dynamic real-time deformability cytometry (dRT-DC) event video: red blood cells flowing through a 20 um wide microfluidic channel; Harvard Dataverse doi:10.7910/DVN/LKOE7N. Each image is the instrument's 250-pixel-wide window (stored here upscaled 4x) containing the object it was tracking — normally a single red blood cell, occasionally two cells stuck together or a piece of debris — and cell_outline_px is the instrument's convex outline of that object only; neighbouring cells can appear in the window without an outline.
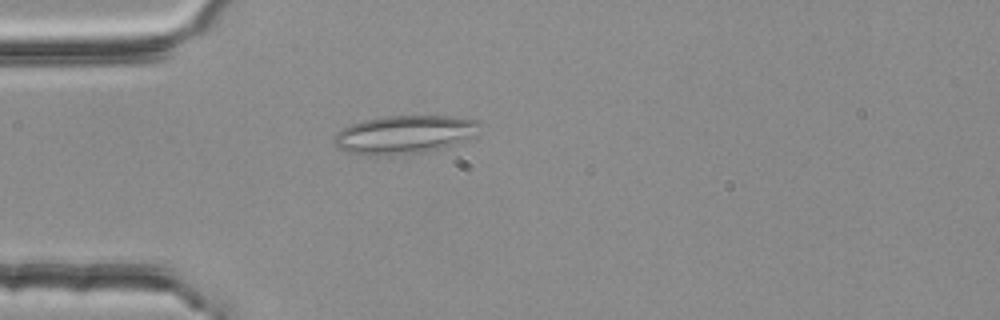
{"species": "common noctule bat (a hibernating species)", "species_latin": "Nyctalus noctula", "temperature_condition": "room temperature", "stored_images_in_passage": 1, "camera_frame_rate_fps": 3000, "um_per_image_px": 0.085, "animal": {"sex": "female", "body_mass_g": 25.1}, "frame": {"image": 1, "passage_image": 1, "time_ms": 0.0, "image_size_px": [1000, 320], "cell_outline_px": [[480, 124], [472, 136], [452, 144], [420, 152], [392, 156], [352, 152], [336, 148], [332, 140], [336, 132], [352, 124], [364, 120], [384, 116], [452, 116], [480, 120]], "centroid_in_image_um": [34.33, 11.41], "position_along_channel_um": 50.7, "area_um2": 31.91}}